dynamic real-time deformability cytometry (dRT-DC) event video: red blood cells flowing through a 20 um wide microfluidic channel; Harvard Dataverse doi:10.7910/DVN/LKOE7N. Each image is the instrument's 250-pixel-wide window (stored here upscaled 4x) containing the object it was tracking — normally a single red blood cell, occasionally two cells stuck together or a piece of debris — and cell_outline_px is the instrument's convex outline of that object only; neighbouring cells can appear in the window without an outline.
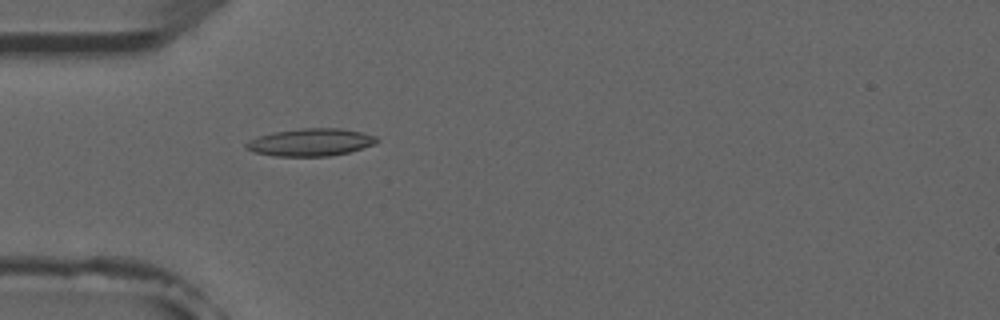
{"species": "common noctule bat (a hibernating species)", "species_latin": "Nyctalus noctula", "temperature_condition": "room temperature", "stored_images_in_passage": 5, "camera_frame_rate_fps": 3000, "um_per_image_px": 0.085, "animal": {"sex": "male", "forearm_length_mm": 52.5}, "frame": {"image": 1, "passage_image": 5, "time_ms": 4.667, "image_size_px": [1000, 320], "cell_outline_px": [[380, 140], [376, 144], [348, 152], [328, 156], [276, 156], [252, 152], [244, 148], [244, 144], [260, 136], [276, 132], [300, 128], [340, 128], [360, 132], [376, 136]], "centroid_in_image_um": [26.42, 12.1], "position_along_channel_um": 58.6, "area_um2": 20.81}}